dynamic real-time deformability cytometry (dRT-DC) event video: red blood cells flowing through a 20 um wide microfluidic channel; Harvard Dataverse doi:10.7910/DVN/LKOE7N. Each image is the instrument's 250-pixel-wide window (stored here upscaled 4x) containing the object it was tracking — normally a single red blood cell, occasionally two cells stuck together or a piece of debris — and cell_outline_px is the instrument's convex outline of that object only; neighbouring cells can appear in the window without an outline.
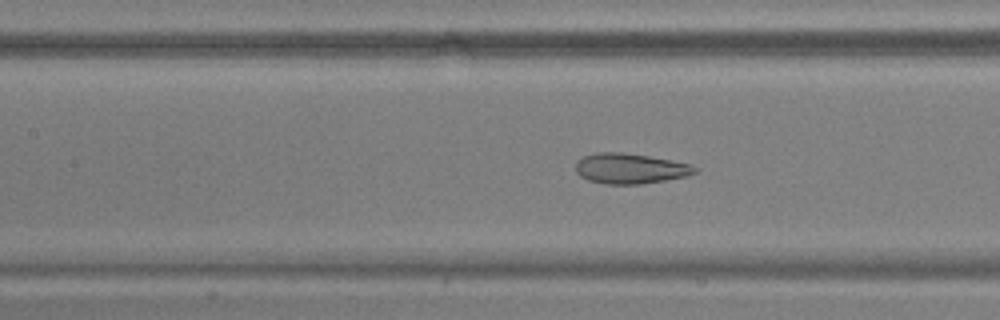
{"species": "common noctule bat (a hibernating species)", "species_latin": "Nyctalus noctula", "temperature_condition": "warm", "stored_images_in_passage": 54, "camera_frame_rate_fps": 3000, "um_per_image_px": 0.085, "animal": {"sex": "male", "body_mass_g": 17.9, "forearm_length_mm": 54.2}, "frame": {"image": 1, "passage_image": 25, "time_ms": 8.0, "image_size_px": [1000, 320], "cell_outline_px": [[700, 168], [696, 172], [688, 176], [640, 184], [604, 184], [588, 180], [580, 176], [576, 172], [576, 164], [584, 156], [596, 152], [620, 152], [648, 156], [672, 160], [692, 164]], "centroid_in_image_um": [53.6, 14.32], "position_along_channel_um": 153.8, "area_um2": 21.1}}
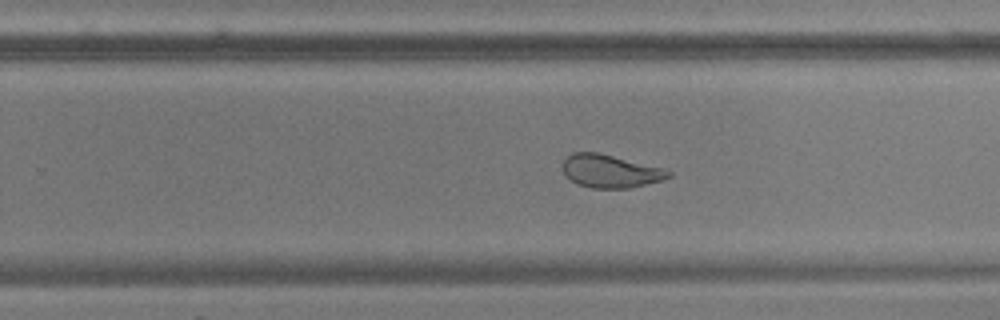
{"frame": {"image": 2, "passage_image": 35, "time_ms": 11.333, "image_size_px": [1000, 320], "cell_outline_px": [[672, 176], [660, 180], [632, 188], [592, 188], [576, 184], [564, 172], [564, 160], [572, 152], [596, 152], [664, 168], [672, 172]], "centroid_in_image_um": [51.9, 14.55], "position_along_channel_um": 277.9, "area_um2": 20.11}}
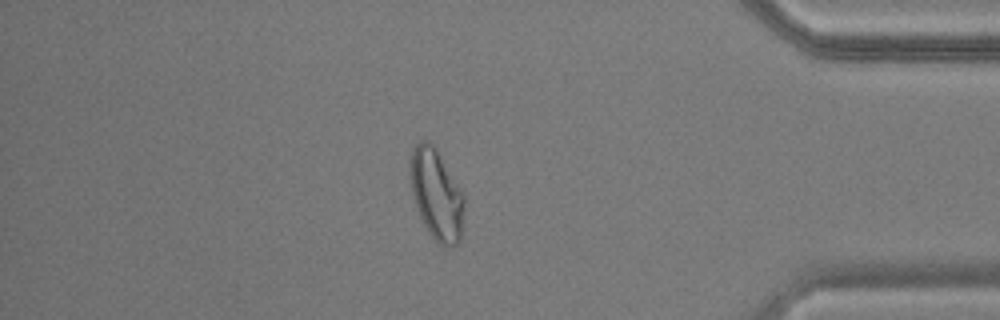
{"frame": {"image": 3, "passage_image": 47, "time_ms": 15.333, "image_size_px": [1000, 320], "cell_outline_px": [[464, 208], [460, 240], [456, 244], [448, 248], [444, 248], [432, 236], [424, 224], [416, 208], [412, 196], [408, 164], [412, 148], [420, 140], [428, 140], [436, 148], [464, 192]], "centroid_in_image_um": [37.08, 16.49], "position_along_channel_um": 398.1, "area_um2": 29.02}, "authors_computed_cell_mechanics": {"area_um2": 25.1141, "velocity_mm_per_s": 3.7392, "shape_relaxation_time_tau1_ms": 4.4631, "shape_relaxation_time_tau2_ms": 1.1637, "deformation_change_tau1": 0.1458, "deformation_change_tau2": 0.0792}}